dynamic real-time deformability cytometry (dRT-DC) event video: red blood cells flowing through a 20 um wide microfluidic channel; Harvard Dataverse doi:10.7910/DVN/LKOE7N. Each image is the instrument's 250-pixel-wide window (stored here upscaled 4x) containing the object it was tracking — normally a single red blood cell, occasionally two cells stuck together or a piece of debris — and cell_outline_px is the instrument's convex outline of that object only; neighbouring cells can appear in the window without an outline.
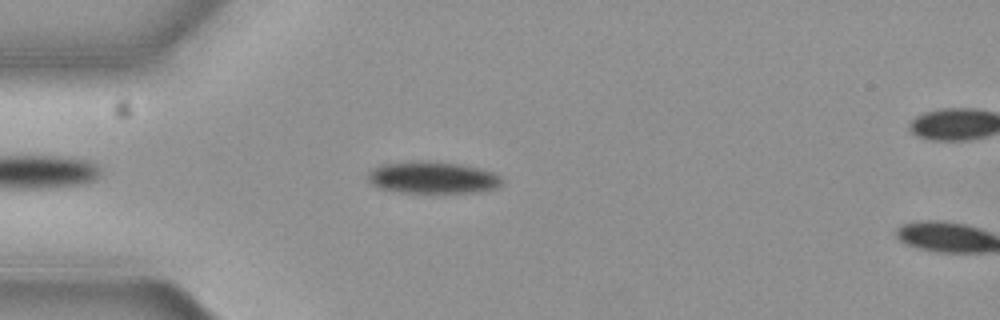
{"species": "common noctule bat (a hibernating species)", "species_latin": "Nyctalus noctula", "temperature_condition": "cold", "stored_images_in_passage": 7, "camera_frame_rate_fps": 3000, "um_per_image_px": 0.085, "animal": {"sex": "female", "body_mass_g": 19.3, "forearm_length_mm": 54.1}, "frame": {"image": 1, "passage_image": 6, "time_ms": 1.667, "image_size_px": [1000, 320], "cell_outline_px": [[504, 184], [500, 188], [476, 192], [400, 192], [380, 188], [372, 184], [368, 180], [368, 172], [372, 168], [380, 164], [412, 160], [428, 160], [456, 164], [480, 168], [492, 172], [500, 176], [504, 180]], "centroid_in_image_um": [36.79, 15.08], "position_along_channel_um": 48.2, "area_um2": 25.26}}